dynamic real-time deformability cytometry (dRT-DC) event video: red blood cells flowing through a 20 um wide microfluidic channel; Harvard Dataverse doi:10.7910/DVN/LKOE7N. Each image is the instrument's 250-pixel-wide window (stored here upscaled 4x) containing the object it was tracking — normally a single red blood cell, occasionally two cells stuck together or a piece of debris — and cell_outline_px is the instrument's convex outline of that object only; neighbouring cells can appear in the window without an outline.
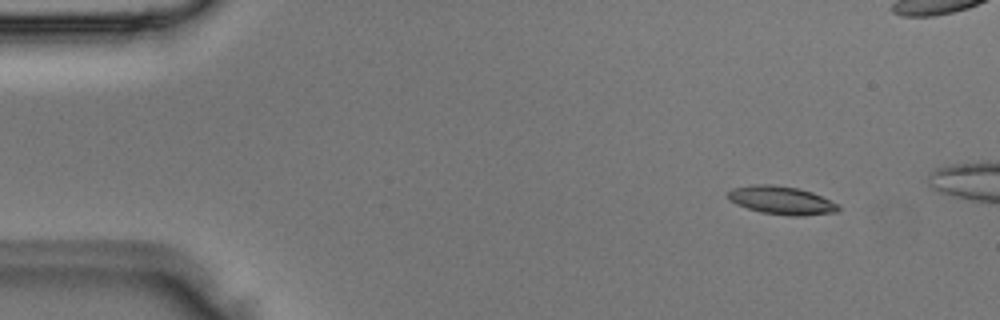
{"species": "Egyptian fruit bat (a non-hibernating species)", "species_latin": "Rousettus aegyptiacus", "temperature_condition": "room temperature", "stored_images_in_passage": 4, "camera_frame_rate_fps": 3000, "um_per_image_px": 0.085, "animal": {"sex": "male"}, "frame": {"image": 1, "passage_image": 2, "time_ms": 0.333, "image_size_px": [1000, 320], "cell_outline_px": [[840, 208], [836, 212], [804, 216], [788, 216], [760, 212], [736, 204], [728, 200], [728, 192], [732, 188], [756, 184], [772, 184], [796, 188], [812, 192], [840, 204]], "centroid_in_image_um": [66.44, 17.03], "position_along_channel_um": 18.6, "area_um2": 18.26}}